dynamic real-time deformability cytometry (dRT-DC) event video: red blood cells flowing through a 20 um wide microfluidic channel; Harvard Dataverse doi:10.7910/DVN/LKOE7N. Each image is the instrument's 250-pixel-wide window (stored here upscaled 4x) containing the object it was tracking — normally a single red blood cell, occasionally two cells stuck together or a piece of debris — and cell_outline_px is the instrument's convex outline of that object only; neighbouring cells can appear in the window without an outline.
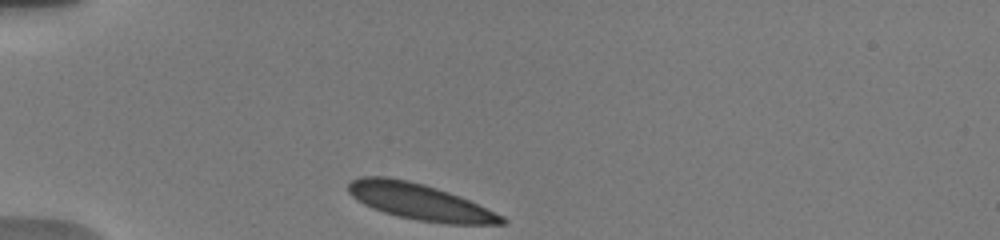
{"species": "human", "species_latin": "Homo sapiens", "temperature_condition": "warm", "stored_images_in_passage": 4, "camera_frame_rate_fps": 3000, "um_per_image_px": 0.085, "donor": {"sex": "male"}, "frame": {"image": 1, "passage_image": 1, "time_ms": 0.0, "image_size_px": [1000, 240], "cell_outline_px": [[508, 220], [504, 224], [448, 224], [416, 220], [396, 216], [372, 208], [356, 200], [348, 192], [348, 184], [352, 180], [360, 176], [388, 176], [408, 180], [424, 184], [460, 196], [504, 216]], "centroid_in_image_um": [35.66, 17.15], "position_along_channel_um": 49.3, "area_um2": 32.43}}
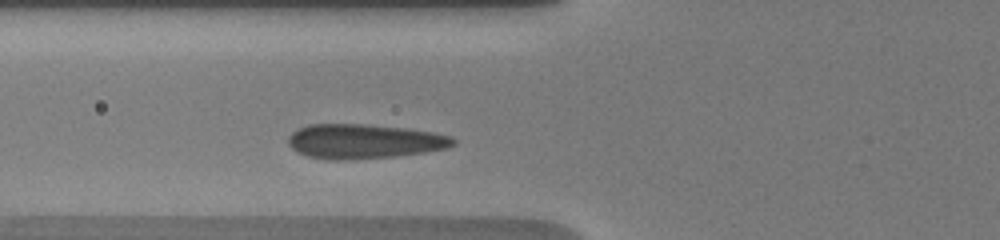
{"frame": {"image": 2, "passage_image": 4, "time_ms": 2.0, "image_size_px": [1000, 240], "cell_outline_px": [[456, 144], [448, 148], [424, 152], [396, 156], [344, 160], [336, 160], [308, 156], [296, 152], [288, 144], [288, 136], [292, 132], [308, 124], [364, 124], [408, 128], [432, 132], [452, 136], [456, 140]], "centroid_in_image_um": [30.96, 12.01], "position_along_channel_um": 94.8, "area_um2": 33.29}}